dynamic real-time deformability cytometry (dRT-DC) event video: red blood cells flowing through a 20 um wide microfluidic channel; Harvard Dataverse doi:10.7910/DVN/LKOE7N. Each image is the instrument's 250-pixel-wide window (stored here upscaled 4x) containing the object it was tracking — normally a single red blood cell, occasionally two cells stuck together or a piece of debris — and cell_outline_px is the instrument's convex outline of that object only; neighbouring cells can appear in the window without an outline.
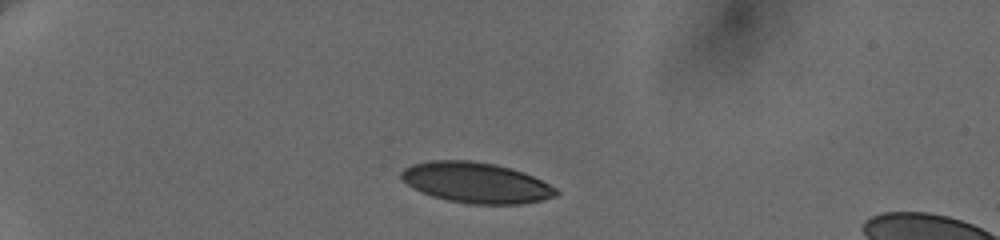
{"species": "human", "species_latin": "Homo sapiens", "temperature_condition": "cold", "stored_images_in_passage": 5, "camera_frame_rate_fps": 3000, "um_per_image_px": 0.085, "donor": {"sex": "female"}, "frame": {"image": 1, "passage_image": 2, "time_ms": 1.0, "image_size_px": [1000, 240], "cell_outline_px": [[560, 192], [556, 196], [540, 200], [520, 204], [472, 204], [448, 200], [432, 196], [408, 184], [400, 176], [400, 172], [404, 168], [412, 164], [428, 160], [472, 160], [496, 164], [512, 168], [524, 172], [556, 188]], "centroid_in_image_um": [40.47, 15.51], "position_along_channel_um": 44.5, "area_um2": 36.47}}
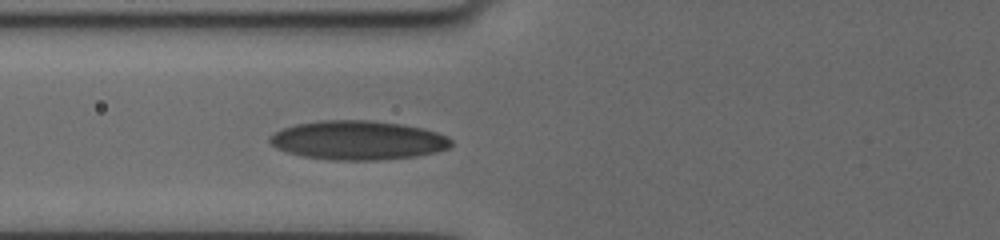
{"frame": {"image": 2, "passage_image": 5, "time_ms": 4.0, "image_size_px": [1000, 240], "cell_outline_px": [[452, 144], [448, 148], [436, 152], [416, 156], [376, 160], [332, 160], [304, 156], [288, 152], [276, 148], [268, 140], [268, 136], [284, 128], [296, 124], [320, 120], [368, 120], [400, 124], [424, 128], [448, 136], [452, 140]], "centroid_in_image_um": [30.43, 11.92], "position_along_channel_um": 95.4, "area_um2": 41.21}}